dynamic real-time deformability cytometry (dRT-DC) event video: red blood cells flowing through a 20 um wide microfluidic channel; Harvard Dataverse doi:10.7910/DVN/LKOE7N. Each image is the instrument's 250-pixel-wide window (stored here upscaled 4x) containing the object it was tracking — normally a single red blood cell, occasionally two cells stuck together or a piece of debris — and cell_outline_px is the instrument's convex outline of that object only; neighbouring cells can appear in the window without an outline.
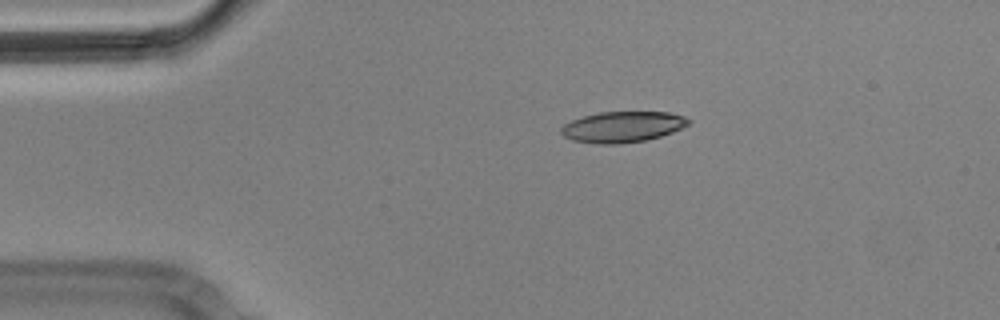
{"species": "Egyptian fruit bat (a non-hibernating species)", "species_latin": "Rousettus aegyptiacus", "temperature_condition": "cold", "stored_images_in_passage": 4, "camera_frame_rate_fps": 3000, "um_per_image_px": 0.085, "animal": {"sex": "male"}, "frame": {"image": 1, "passage_image": 2, "time_ms": 0.333, "image_size_px": [1000, 320], "cell_outline_px": [[692, 120], [688, 124], [672, 132], [660, 136], [644, 140], [620, 144], [600, 144], [572, 140], [564, 136], [560, 132], [560, 128], [564, 124], [572, 120], [584, 116], [600, 112], [668, 112], [684, 116]], "centroid_in_image_um": [52.9, 10.78], "position_along_channel_um": 32.1, "area_um2": 22.77}}
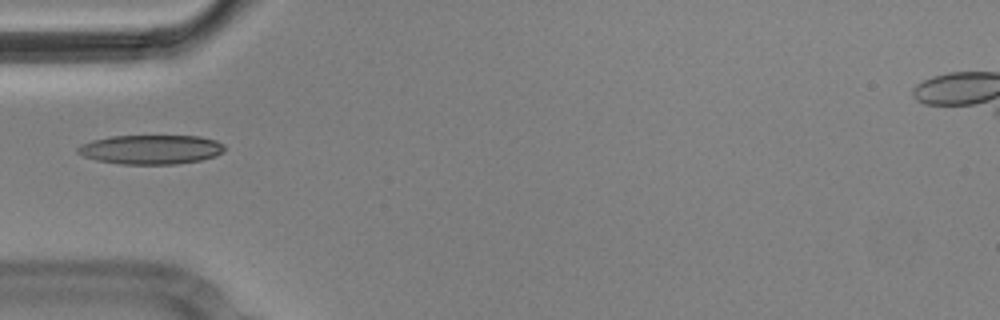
{"frame": {"image": 2, "passage_image": 4, "time_ms": 1.0, "image_size_px": [1000, 320], "cell_outline_px": [[224, 152], [216, 156], [200, 160], [176, 164], [120, 164], [96, 160], [84, 156], [76, 152], [76, 148], [80, 144], [92, 140], [112, 136], [200, 136], [216, 140], [224, 144]], "centroid_in_image_um": [12.83, 12.7], "position_along_channel_um": 72.2, "area_um2": 25.2}}